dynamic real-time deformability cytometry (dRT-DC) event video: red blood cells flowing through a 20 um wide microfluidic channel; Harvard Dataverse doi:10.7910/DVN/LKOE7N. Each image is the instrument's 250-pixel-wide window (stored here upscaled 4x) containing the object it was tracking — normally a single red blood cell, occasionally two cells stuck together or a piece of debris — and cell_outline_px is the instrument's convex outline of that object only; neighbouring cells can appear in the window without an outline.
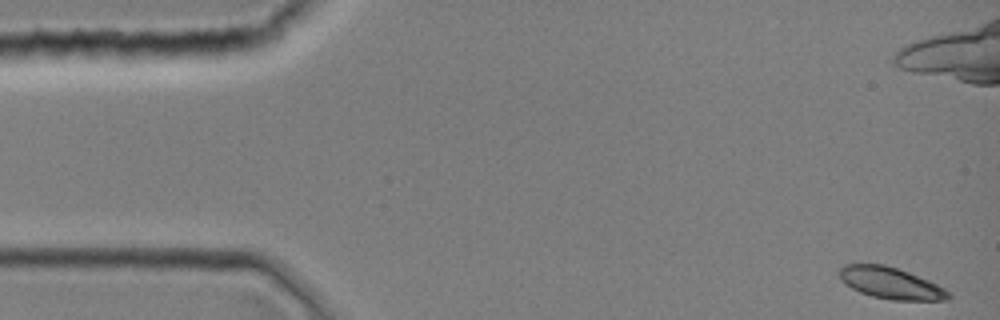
{"species": "common noctule bat (a hibernating species)", "species_latin": "Nyctalus noctula", "temperature_condition": "room temperature", "stored_images_in_passage": 11, "camera_frame_rate_fps": 3000, "um_per_image_px": 0.085, "animal": {"sex": "female", "body_mass_g": 19.0, "forearm_length_mm": 51.5}, "frame": {"image": 1, "passage_image": 1, "time_ms": 0.0, "image_size_px": [1000, 320], "cell_outline_px": [[952, 296], [948, 300], [892, 300], [872, 296], [860, 292], [852, 288], [840, 280], [840, 268], [844, 264], [884, 264], [908, 272], [928, 280], [944, 288]], "centroid_in_image_um": [75.7, 24.06], "position_along_channel_um": 9.3, "area_um2": 19.88}}